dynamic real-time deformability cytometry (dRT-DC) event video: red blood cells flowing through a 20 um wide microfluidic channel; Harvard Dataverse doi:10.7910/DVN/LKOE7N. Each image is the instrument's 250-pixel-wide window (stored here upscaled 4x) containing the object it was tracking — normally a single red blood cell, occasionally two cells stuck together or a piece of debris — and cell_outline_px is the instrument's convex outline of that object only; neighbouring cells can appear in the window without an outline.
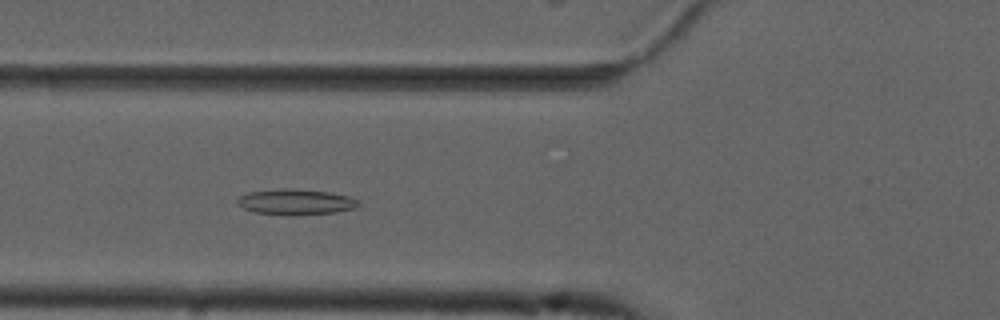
{"species": "common noctule bat (a hibernating species)", "species_latin": "Nyctalus noctula", "temperature_condition": "cold", "stored_images_in_passage": 40, "camera_frame_rate_fps": 3000, "um_per_image_px": 0.085, "animal": {"sex": "male", "forearm_length_mm": 52.5}, "frame": {"image": 1, "passage_image": 6, "time_ms": 1.667, "image_size_px": [1000, 320], "cell_outline_px": [[360, 204], [356, 208], [336, 212], [292, 216], [256, 212], [244, 208], [236, 204], [236, 200], [240, 196], [248, 192], [284, 188], [292, 188], [332, 192], [348, 196], [360, 200]], "centroid_in_image_um": [25.17, 17.16], "position_along_channel_um": 100.6, "area_um2": 18.38}}
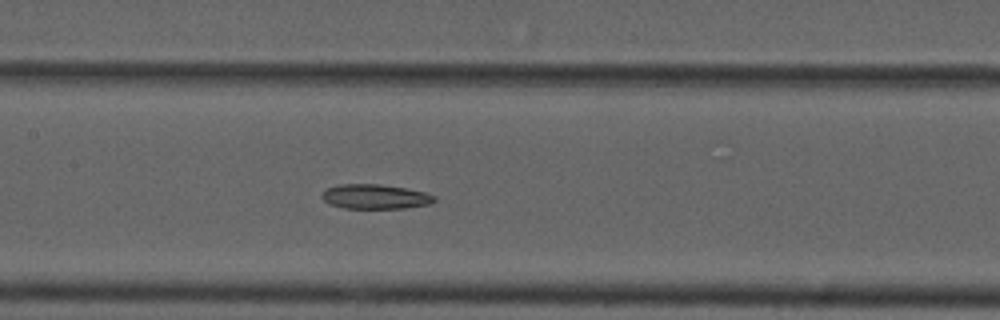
{"frame": {"image": 2, "passage_image": 12, "time_ms": 3.667, "image_size_px": [1000, 320], "cell_outline_px": [[436, 200], [428, 204], [404, 208], [344, 208], [328, 204], [320, 196], [328, 188], [340, 184], [380, 184], [404, 188], [424, 192], [436, 196]], "centroid_in_image_um": [31.87, 16.71], "position_along_channel_um": 175.5, "area_um2": 16.01}}
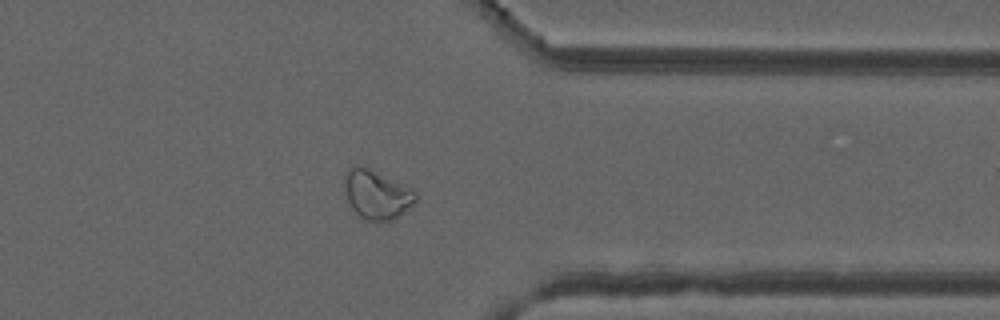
{"frame": {"image": 3, "passage_image": 29, "time_ms": 9.333, "image_size_px": [1000, 320], "cell_outline_px": [[416, 200], [412, 204], [392, 220], [376, 224], [364, 220], [356, 216], [344, 192], [344, 176], [348, 168], [356, 164], [368, 168], [416, 188]], "centroid_in_image_um": [32.0, 16.55], "position_along_channel_um": 379.4, "area_um2": 20.98}}